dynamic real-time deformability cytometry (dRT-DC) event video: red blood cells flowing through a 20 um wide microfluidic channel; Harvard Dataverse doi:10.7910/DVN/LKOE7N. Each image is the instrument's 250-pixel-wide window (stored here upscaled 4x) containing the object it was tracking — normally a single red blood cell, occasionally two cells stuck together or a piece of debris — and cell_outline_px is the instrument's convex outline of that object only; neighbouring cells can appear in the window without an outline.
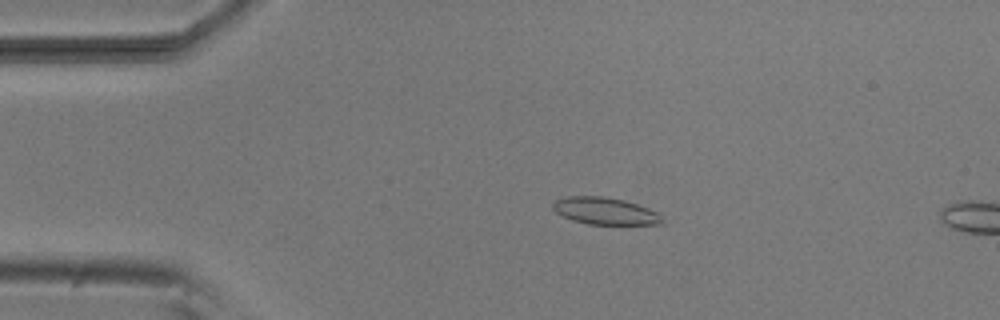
{"species": "common noctule bat (a hibernating species)", "species_latin": "Nyctalus noctula", "temperature_condition": "room temperature", "stored_images_in_passage": 14, "camera_frame_rate_fps": 3000, "um_per_image_px": 0.085, "animal": {"sex": "male", "body_mass_g": 20.5, "forearm_length_mm": 52.5}, "frame": {"image": 1, "passage_image": 10, "time_ms": 3.0, "image_size_px": [1000, 320], "cell_outline_px": [[664, 224], [588, 224], [572, 220], [556, 212], [552, 208], [552, 204], [556, 200], [568, 196], [604, 196], [624, 200], [648, 208], [656, 212], [664, 220]], "centroid_in_image_um": [51.42, 17.93], "position_along_channel_um": 33.6, "area_um2": 17.11}}